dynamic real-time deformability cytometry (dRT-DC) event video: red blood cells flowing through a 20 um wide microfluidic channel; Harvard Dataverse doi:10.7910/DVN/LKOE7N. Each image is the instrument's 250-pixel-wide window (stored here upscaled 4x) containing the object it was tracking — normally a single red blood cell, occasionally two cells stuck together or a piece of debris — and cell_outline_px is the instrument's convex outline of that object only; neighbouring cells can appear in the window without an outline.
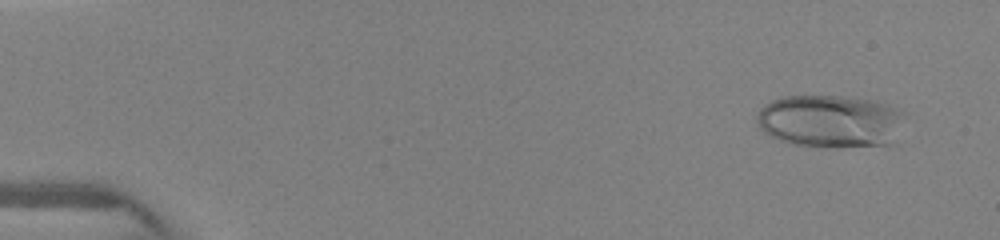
{"species": "human", "species_latin": "Homo sapiens", "temperature_condition": "warm", "stored_images_in_passage": 4, "camera_frame_rate_fps": 3000, "um_per_image_px": 0.085, "donor": {"sex": "female"}, "frame": {"image": 1, "passage_image": 1, "time_ms": 0.0, "image_size_px": [1000, 240], "cell_outline_px": [[908, 116], [888, 144], [836, 148], [796, 144], [772, 136], [764, 132], [756, 124], [756, 116], [760, 108], [772, 100], [784, 96], [840, 96], [872, 100], [888, 104], [904, 112]], "centroid_in_image_um": [70.58, 10.29], "position_along_channel_um": 14.4, "area_um2": 45.43}}